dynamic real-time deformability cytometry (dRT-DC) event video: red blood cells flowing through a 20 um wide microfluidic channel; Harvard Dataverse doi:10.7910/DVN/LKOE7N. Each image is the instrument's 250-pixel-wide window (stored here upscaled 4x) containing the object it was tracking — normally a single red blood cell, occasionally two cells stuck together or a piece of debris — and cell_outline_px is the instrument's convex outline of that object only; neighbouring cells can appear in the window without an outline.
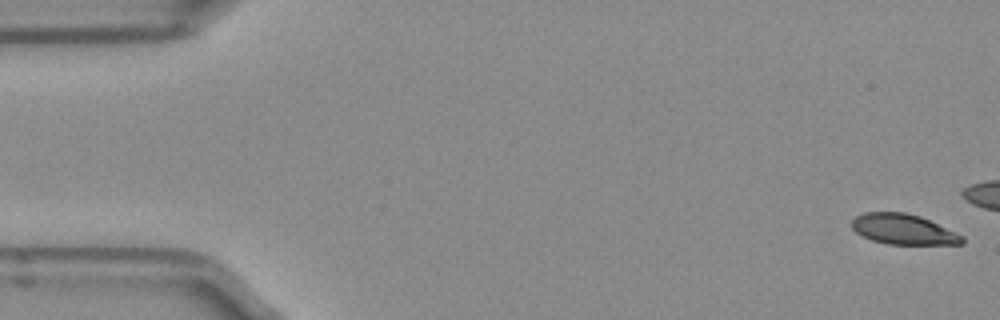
{"species": "Egyptian fruit bat (a non-hibernating species)", "species_latin": "Rousettus aegyptiacus", "temperature_condition": "room temperature", "stored_images_in_passage": 13, "camera_frame_rate_fps": 3000, "um_per_image_px": 0.085, "frame": {"image": 1, "passage_image": 1, "time_ms": 0.0, "image_size_px": [1000, 320], "cell_outline_px": [[964, 244], [888, 244], [872, 240], [856, 232], [852, 228], [852, 220], [856, 216], [864, 212], [904, 212], [920, 216], [964, 236]], "centroid_in_image_um": [76.78, 19.49], "position_along_channel_um": 8.2, "area_um2": 19.36}}